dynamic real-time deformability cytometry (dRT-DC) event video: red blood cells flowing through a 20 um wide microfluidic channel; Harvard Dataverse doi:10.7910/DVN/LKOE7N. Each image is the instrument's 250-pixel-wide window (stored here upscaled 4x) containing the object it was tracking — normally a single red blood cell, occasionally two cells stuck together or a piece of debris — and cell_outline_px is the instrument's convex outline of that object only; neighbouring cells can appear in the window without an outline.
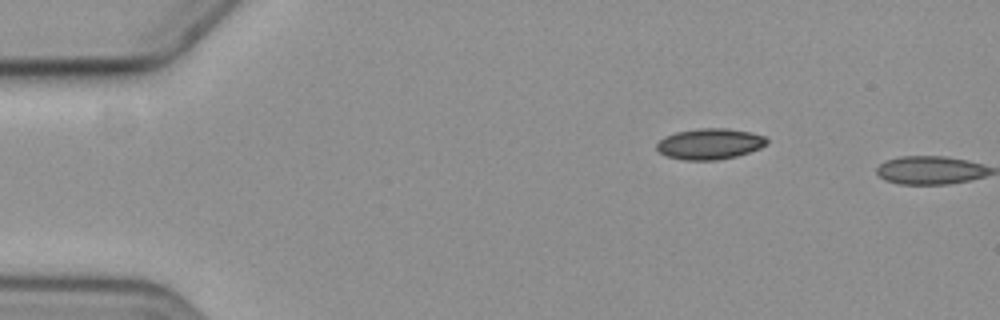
{"species": "common noctule bat (a hibernating species)", "species_latin": "Nyctalus noctula", "temperature_condition": "cold", "stored_images_in_passage": 2, "camera_frame_rate_fps": 3000, "um_per_image_px": 0.085, "animal": {"sex": "female", "body_mass_g": 19.3, "forearm_length_mm": 54.1}, "frame": {"image": 1, "passage_image": 1, "time_ms": 0.0, "image_size_px": [1000, 320], "cell_outline_px": [[768, 144], [760, 148], [736, 156], [716, 160], [684, 160], [668, 156], [660, 152], [656, 148], [656, 144], [664, 136], [676, 132], [700, 128], [728, 128], [752, 132], [764, 136], [768, 140]], "centroid_in_image_um": [60.34, 12.22], "position_along_channel_um": 24.7, "area_um2": 19.83}}